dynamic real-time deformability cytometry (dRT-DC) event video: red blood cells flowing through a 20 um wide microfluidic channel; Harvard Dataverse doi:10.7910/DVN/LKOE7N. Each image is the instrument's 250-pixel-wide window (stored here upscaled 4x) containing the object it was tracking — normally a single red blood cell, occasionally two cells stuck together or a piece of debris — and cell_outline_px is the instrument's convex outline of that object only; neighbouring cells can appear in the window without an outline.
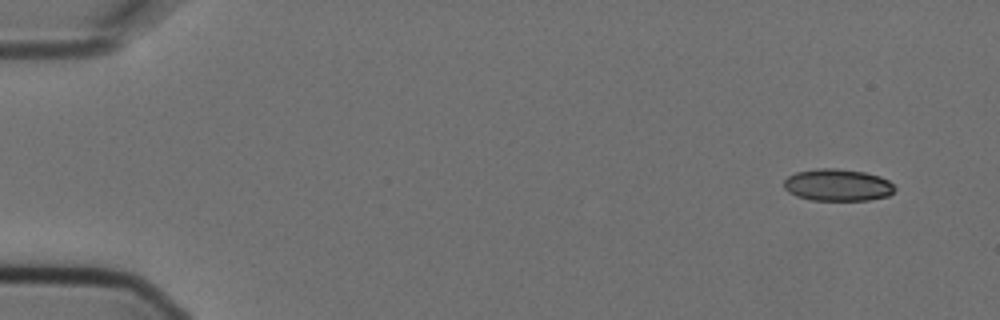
{"species": "Egyptian fruit bat (a non-hibernating species)", "species_latin": "Rousettus aegyptiacus", "temperature_condition": "cold", "stored_images_in_passage": 6, "camera_frame_rate_fps": 3000, "um_per_image_px": 0.085, "animal": {"sex": "female"}, "frame": {"image": 1, "passage_image": 1, "time_ms": 0.0, "image_size_px": [1000, 320], "cell_outline_px": [[896, 188], [888, 196], [868, 200], [812, 200], [796, 196], [788, 192], [784, 188], [784, 180], [788, 176], [796, 172], [816, 168], [836, 168], [864, 172], [880, 176], [888, 180]], "centroid_in_image_um": [71.18, 15.72], "position_along_channel_um": 13.8, "area_um2": 20.75}}
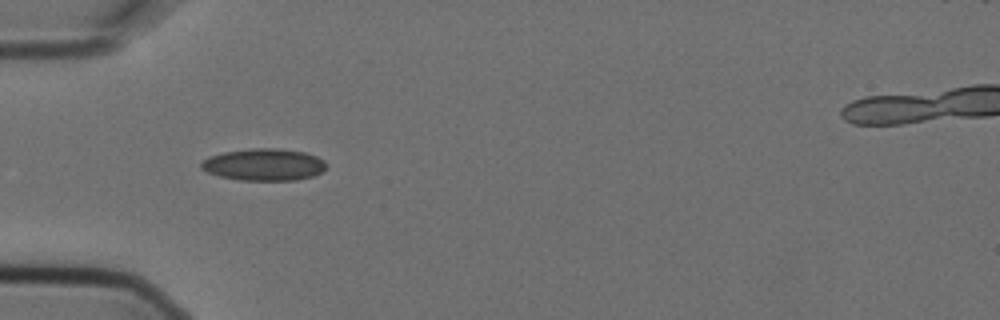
{"frame": {"image": 2, "passage_image": 5, "time_ms": 1.333, "image_size_px": [1000, 320], "cell_outline_px": [[324, 168], [320, 172], [312, 176], [296, 180], [240, 180], [220, 176], [208, 172], [200, 168], [200, 164], [208, 156], [224, 152], [252, 148], [276, 148], [304, 152], [316, 156], [324, 160]], "centroid_in_image_um": [22.4, 13.99], "position_along_channel_um": 62.6, "area_um2": 23.12}}
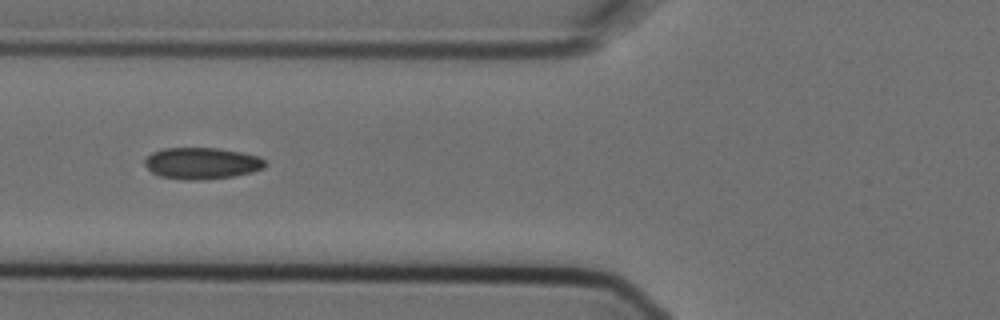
{"frame": {"image": 3, "passage_image": 6, "time_ms": 1.667, "image_size_px": [1000, 320], "cell_outline_px": [[268, 164], [264, 168], [252, 172], [232, 176], [196, 180], [188, 180], [160, 176], [152, 172], [144, 164], [144, 160], [152, 152], [164, 148], [220, 148], [260, 156]], "centroid_in_image_um": [17.17, 13.87], "position_along_channel_um": 108.6, "area_um2": 22.08}}